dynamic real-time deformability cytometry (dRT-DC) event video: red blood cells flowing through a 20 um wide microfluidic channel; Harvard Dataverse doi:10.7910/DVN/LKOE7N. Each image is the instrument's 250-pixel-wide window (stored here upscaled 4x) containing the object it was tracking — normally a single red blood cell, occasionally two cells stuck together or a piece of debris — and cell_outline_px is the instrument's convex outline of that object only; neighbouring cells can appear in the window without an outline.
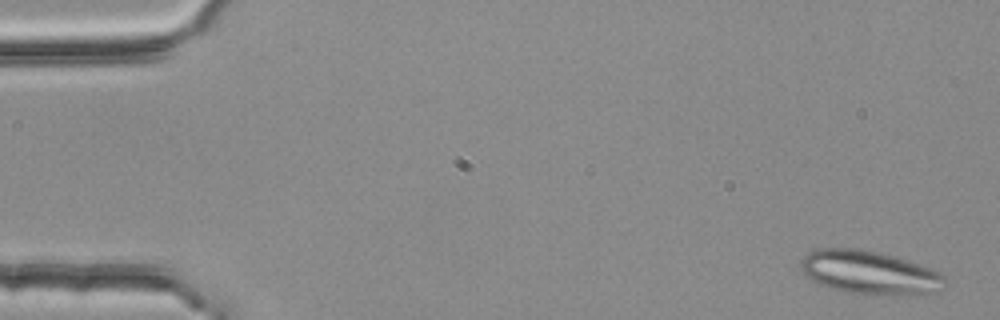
{"species": "common noctule bat (a hibernating species)", "species_latin": "Nyctalus noctula", "temperature_condition": "room temperature", "stored_images_in_passage": 7, "segment_of_instrument_passage": [1, 2], "camera_frame_rate_fps": 3000, "um_per_image_px": 0.085, "animal": {"sex": "female", "body_mass_g": 25.1}, "frame": {"image": 1, "passage_image": 1, "time_ms": 0.0, "image_size_px": [1000, 320], "cell_outline_px": [[944, 280], [936, 292], [916, 296], [892, 296], [844, 292], [820, 284], [812, 280], [800, 268], [800, 260], [808, 252], [816, 248], [860, 248], [880, 252], [908, 260], [940, 272], [944, 276]], "centroid_in_image_um": [73.9, 23.17], "position_along_channel_um": 11.1, "area_um2": 36.88}}